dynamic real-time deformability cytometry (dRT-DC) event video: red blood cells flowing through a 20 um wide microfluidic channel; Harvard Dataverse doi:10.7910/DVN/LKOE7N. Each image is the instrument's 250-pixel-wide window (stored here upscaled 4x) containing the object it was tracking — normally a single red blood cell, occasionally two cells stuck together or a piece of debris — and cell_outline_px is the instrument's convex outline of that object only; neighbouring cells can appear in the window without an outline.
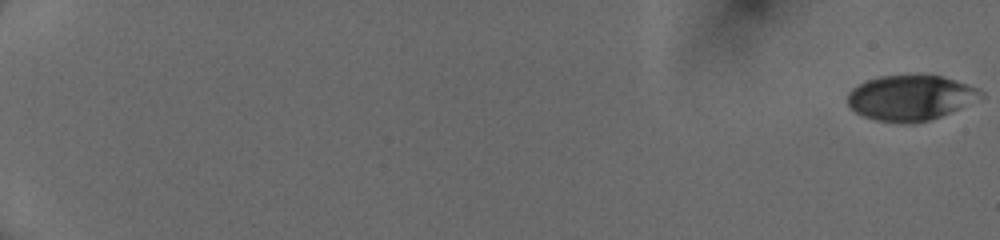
{"species": "human", "species_latin": "Homo sapiens", "temperature_condition": "cold", "stored_images_in_passage": 54, "camera_frame_rate_fps": 3000, "um_per_image_px": 0.085, "donor": {"sex": "female"}, "frame": {"image": 1, "passage_image": 1, "time_ms": 0.0, "image_size_px": [1000, 240], "cell_outline_px": [[972, 88], [952, 108], [928, 120], [884, 120], [868, 116], [856, 112], [848, 104], [848, 96], [860, 84], [868, 80], [884, 76], [940, 76], [964, 84]], "centroid_in_image_um": [77.06, 8.26], "position_along_channel_um": 7.9, "area_um2": 30.69}}
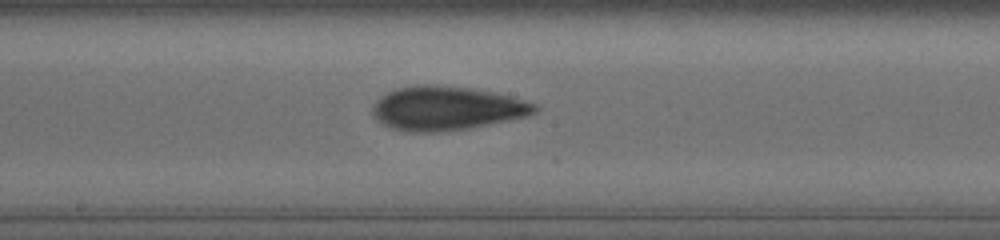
{"frame": {"image": 2, "passage_image": 33, "time_ms": 10.667, "image_size_px": [1000, 240], "cell_outline_px": [[536, 108], [532, 112], [520, 116], [460, 128], [400, 128], [388, 124], [376, 116], [376, 104], [384, 96], [400, 88], [460, 88], [488, 92], [508, 96], [532, 104]], "centroid_in_image_um": [38.01, 9.17], "position_along_channel_um": 210.2, "area_um2": 36.01}}
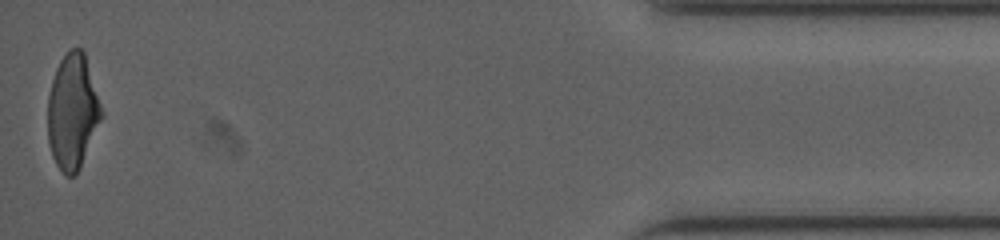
{"frame": {"image": 3, "passage_image": 54, "time_ms": 17.667, "image_size_px": [1000, 240], "cell_outline_px": [[100, 120], [80, 164], [76, 172], [72, 176], [68, 176], [56, 164], [52, 156], [48, 140], [48, 96], [52, 80], [56, 68], [60, 60], [72, 48], [80, 48], [84, 52], [100, 108]], "centroid_in_image_um": [6.11, 9.47], "position_along_channel_um": 429.1, "area_um2": 34.45}, "authors_computed_cell_mechanics": {"area_um2": 35.6337, "velocity_mm_per_s": 4.07, "shape_relaxation_time_tau1_ms": 3.5855, "shape_relaxation_time_tau2_ms": 2.3417, "deformation_change_tau1": 0.1786, "deformation_change_tau2": 0.1113}}